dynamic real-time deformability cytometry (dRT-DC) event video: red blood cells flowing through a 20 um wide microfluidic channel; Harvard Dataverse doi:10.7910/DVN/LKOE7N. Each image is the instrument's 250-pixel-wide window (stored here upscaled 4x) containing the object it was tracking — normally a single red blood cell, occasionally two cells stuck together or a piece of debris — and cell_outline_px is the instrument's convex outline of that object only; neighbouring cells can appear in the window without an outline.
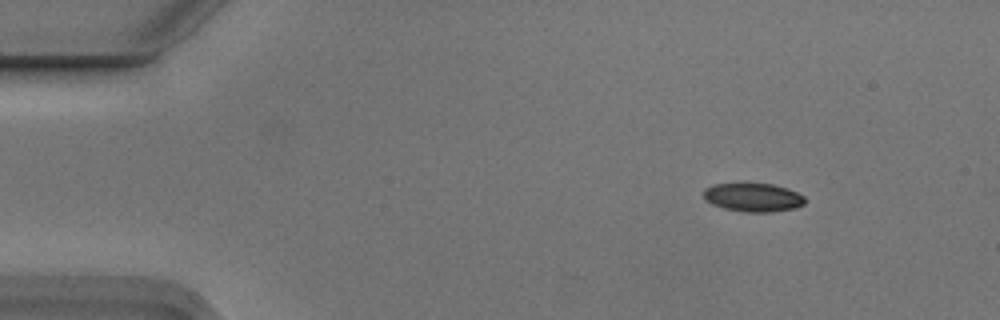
{"species": "Egyptian fruit bat (a non-hibernating species)", "species_latin": "Rousettus aegyptiacus", "temperature_condition": "cold", "stored_images_in_passage": 3, "camera_frame_rate_fps": 3000, "um_per_image_px": 0.085, "animal": {"sex": "male"}, "frame": {"image": 1, "passage_image": 1, "time_ms": 0.0, "image_size_px": [1000, 320], "cell_outline_px": [[804, 204], [796, 208], [768, 212], [748, 212], [728, 208], [712, 204], [704, 200], [704, 188], [712, 184], [772, 184], [788, 188], [804, 196]], "centroid_in_image_um": [64.02, 16.77], "position_along_channel_um": 21.0, "area_um2": 16.65}}
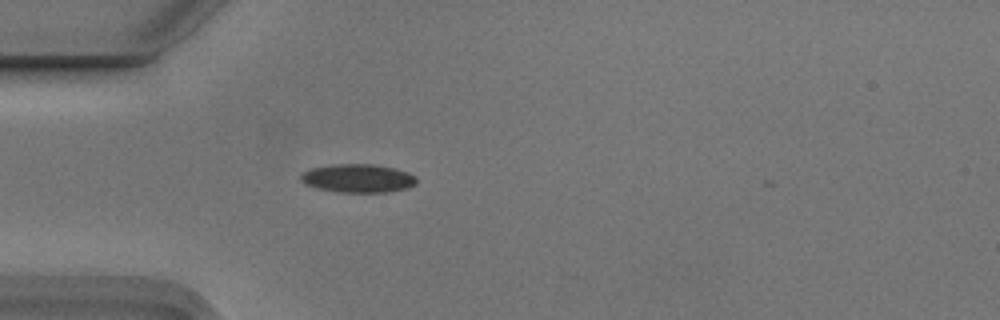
{"frame": {"image": 2, "passage_image": 3, "time_ms": 0.667, "image_size_px": [1000, 320], "cell_outline_px": [[416, 184], [408, 188], [388, 192], [340, 192], [320, 188], [304, 184], [300, 180], [300, 176], [304, 172], [312, 168], [336, 164], [376, 164], [396, 168], [408, 172], [416, 176]], "centroid_in_image_um": [30.47, 15.15], "position_along_channel_um": 54.5, "area_um2": 19.19}}